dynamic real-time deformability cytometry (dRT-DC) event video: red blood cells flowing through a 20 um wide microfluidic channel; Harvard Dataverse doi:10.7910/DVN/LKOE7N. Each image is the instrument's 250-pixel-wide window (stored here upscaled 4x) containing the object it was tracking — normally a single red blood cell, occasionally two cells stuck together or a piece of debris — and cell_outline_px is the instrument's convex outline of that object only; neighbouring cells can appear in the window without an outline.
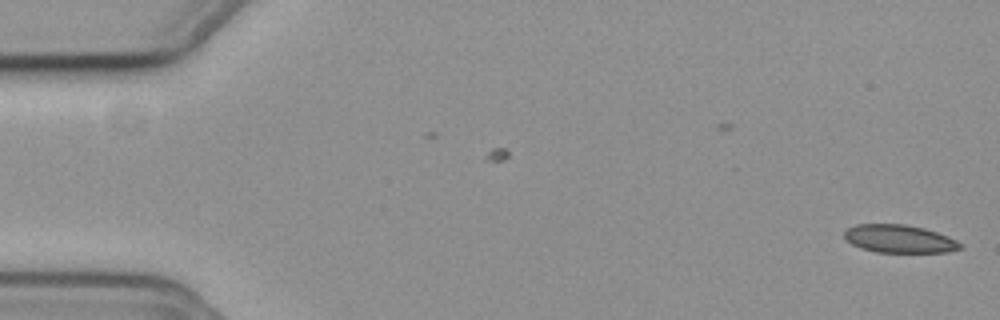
{"species": "common noctule bat (a hibernating species)", "species_latin": "Nyctalus noctula", "temperature_condition": "cold", "stored_images_in_passage": 55, "camera_frame_rate_fps": 3000, "um_per_image_px": 0.085, "animal": {"sex": "female", "body_mass_g": 19.3, "forearm_length_mm": 54.1}, "frame": {"image": 1, "passage_image": 1, "time_ms": 0.0, "image_size_px": [1000, 320], "cell_outline_px": [[964, 248], [948, 252], [876, 252], [860, 248], [852, 244], [844, 236], [844, 232], [848, 228], [856, 224], [904, 224], [924, 228], [948, 236], [964, 244]], "centroid_in_image_um": [76.48, 20.3], "position_along_channel_um": 8.5, "area_um2": 18.96}}
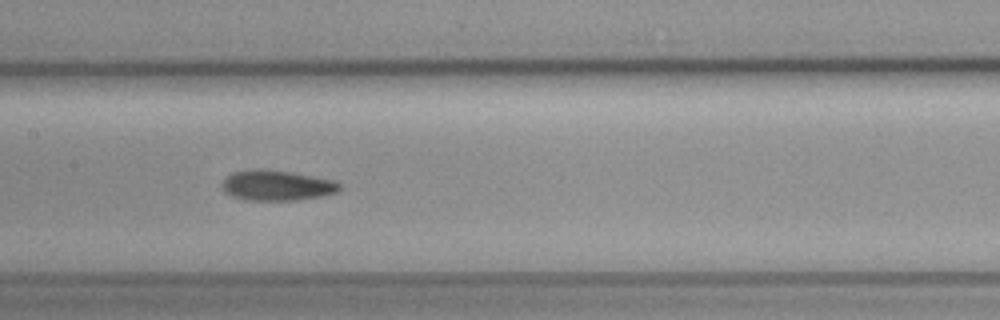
{"frame": {"image": 2, "passage_image": 27, "time_ms": 8.667, "image_size_px": [1000, 320], "cell_outline_px": [[340, 188], [336, 192], [324, 196], [296, 200], [244, 200], [232, 196], [224, 192], [220, 184], [232, 172], [260, 168], [264, 168], [292, 172], [336, 180], [340, 184]], "centroid_in_image_um": [23.53, 15.75], "position_along_channel_um": 183.9, "area_um2": 21.04}}
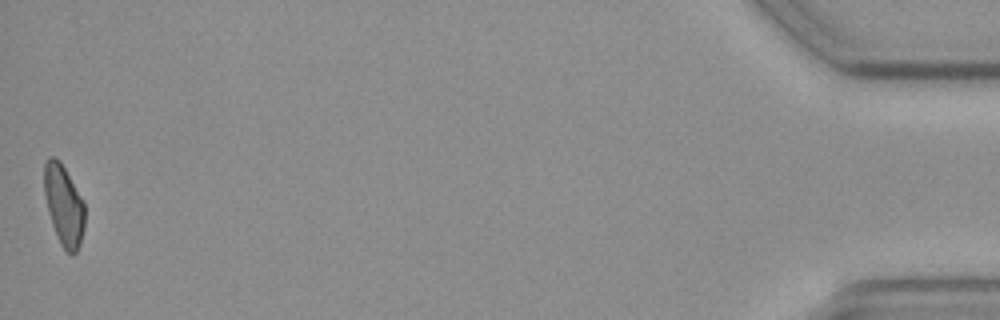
{"frame": {"image": 3, "passage_image": 55, "time_ms": 18.0, "image_size_px": [1000, 320], "cell_outline_px": [[84, 228], [80, 244], [76, 252], [72, 256], [64, 252], [56, 236], [48, 212], [44, 192], [44, 164], [48, 156], [52, 156], [60, 160], [84, 200]], "centroid_in_image_um": [5.42, 17.46], "position_along_channel_um": 429.8, "area_um2": 19.42}}